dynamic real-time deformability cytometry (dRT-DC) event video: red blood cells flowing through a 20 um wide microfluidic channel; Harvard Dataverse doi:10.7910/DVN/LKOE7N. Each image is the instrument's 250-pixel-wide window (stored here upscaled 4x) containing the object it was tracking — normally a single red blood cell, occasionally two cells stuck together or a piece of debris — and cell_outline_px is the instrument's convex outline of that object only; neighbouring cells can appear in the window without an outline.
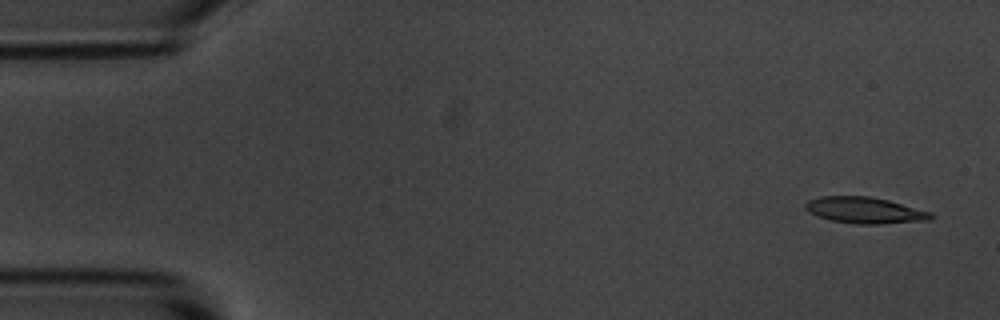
{"species": "common noctule bat (a hibernating species)", "species_latin": "Nyctalus noctula", "temperature_condition": "room temperature", "stored_images_in_passage": 8, "camera_frame_rate_fps": 3000, "um_per_image_px": 0.085, "animal": {"sex": "male", "body_mass_g": 20.1, "forearm_length_mm": 53.5}, "frame": {"image": 1, "passage_image": 1, "time_ms": 0.0, "image_size_px": [1000, 320], "cell_outline_px": [[932, 220], [880, 224], [856, 224], [832, 220], [816, 216], [808, 212], [804, 208], [804, 204], [808, 200], [820, 196], [872, 196], [888, 200], [932, 212]], "centroid_in_image_um": [73.49, 17.87], "position_along_channel_um": 11.5, "area_um2": 19.36}}
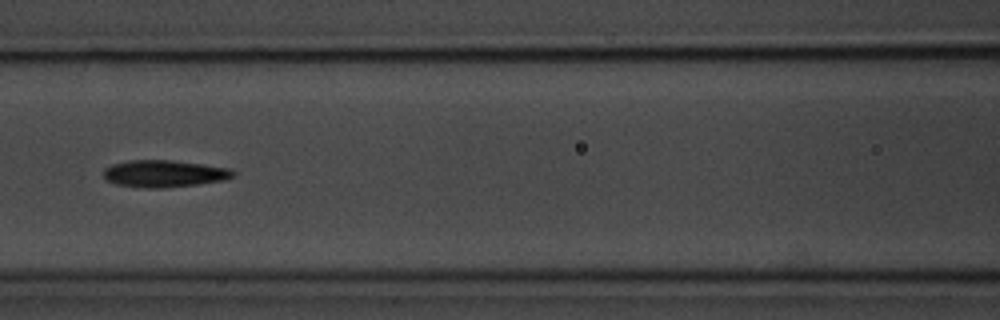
{"frame": {"image": 2, "passage_image": 7, "time_ms": 7.0, "image_size_px": [1000, 320], "cell_outline_px": [[236, 172], [232, 176], [224, 180], [200, 184], [164, 188], [148, 188], [116, 184], [104, 180], [104, 168], [112, 164], [128, 160], [172, 160], [232, 168]], "centroid_in_image_um": [13.95, 14.75], "position_along_channel_um": 152.6, "area_um2": 20.58}}
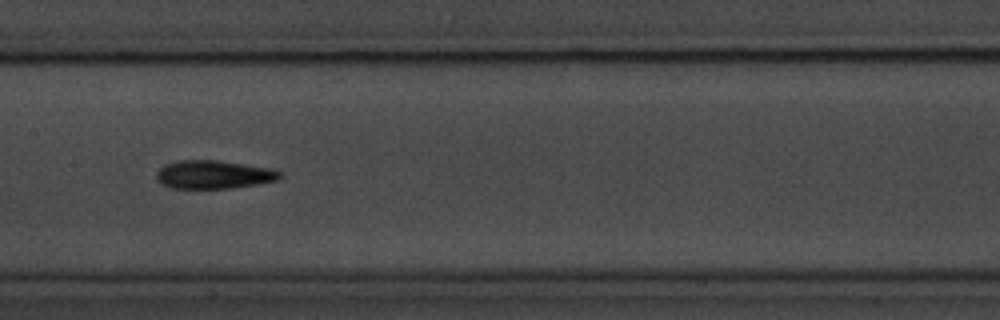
{"frame": {"image": 3, "passage_image": 8, "time_ms": 8.0, "image_size_px": [1000, 320], "cell_outline_px": [[284, 176], [280, 180], [232, 188], [168, 188], [160, 184], [156, 176], [156, 172], [164, 164], [180, 160], [216, 160], [272, 168], [284, 172]], "centroid_in_image_um": [18.2, 14.84], "position_along_channel_um": 189.2, "area_um2": 20.69}}